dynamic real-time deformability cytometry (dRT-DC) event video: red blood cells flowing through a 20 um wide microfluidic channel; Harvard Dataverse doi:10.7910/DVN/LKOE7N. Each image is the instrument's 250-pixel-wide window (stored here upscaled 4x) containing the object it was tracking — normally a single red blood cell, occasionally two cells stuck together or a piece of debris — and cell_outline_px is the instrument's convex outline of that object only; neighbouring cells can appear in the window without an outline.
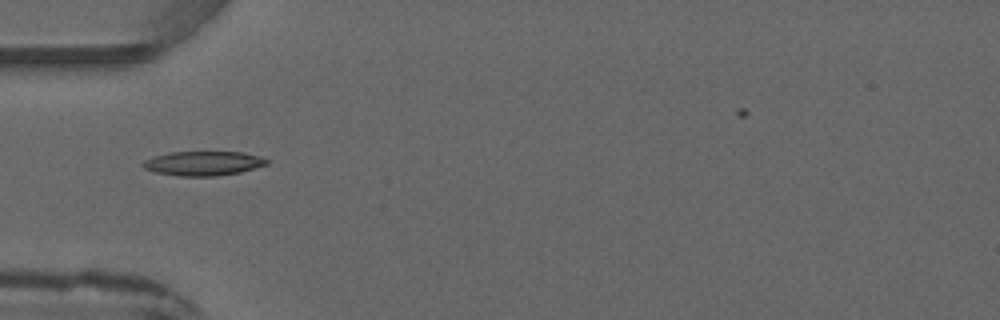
{"species": "common noctule bat (a hibernating species)", "species_latin": "Nyctalus noctula", "temperature_condition": "warm", "stored_images_in_passage": 3, "camera_frame_rate_fps": 3000, "um_per_image_px": 0.085, "animal": {"sex": "male", "forearm_length_mm": 52.5}, "frame": {"image": 1, "passage_image": 2, "time_ms": 1.333, "image_size_px": [1000, 320], "cell_outline_px": [[268, 164], [240, 172], [216, 176], [180, 176], [156, 172], [144, 168], [140, 164], [144, 160], [152, 156], [172, 152], [240, 152], [260, 156], [268, 160]], "centroid_in_image_um": [17.25, 13.88], "position_along_channel_um": 67.8, "area_um2": 17.51}}
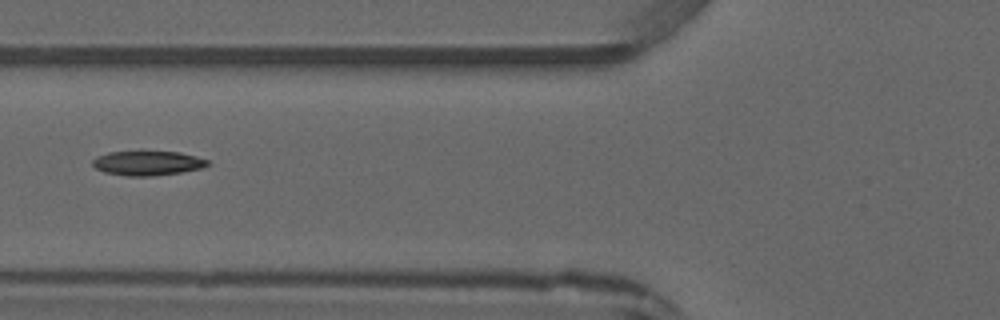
{"frame": {"image": 2, "passage_image": 3, "time_ms": 2.333, "image_size_px": [1000, 320], "cell_outline_px": [[212, 164], [204, 168], [180, 172], [152, 176], [128, 176], [104, 172], [96, 168], [92, 164], [92, 160], [96, 156], [108, 152], [140, 148], [180, 152], [196, 156], [208, 160]], "centroid_in_image_um": [12.55, 13.8], "position_along_channel_um": 113.3, "area_um2": 17.46}}